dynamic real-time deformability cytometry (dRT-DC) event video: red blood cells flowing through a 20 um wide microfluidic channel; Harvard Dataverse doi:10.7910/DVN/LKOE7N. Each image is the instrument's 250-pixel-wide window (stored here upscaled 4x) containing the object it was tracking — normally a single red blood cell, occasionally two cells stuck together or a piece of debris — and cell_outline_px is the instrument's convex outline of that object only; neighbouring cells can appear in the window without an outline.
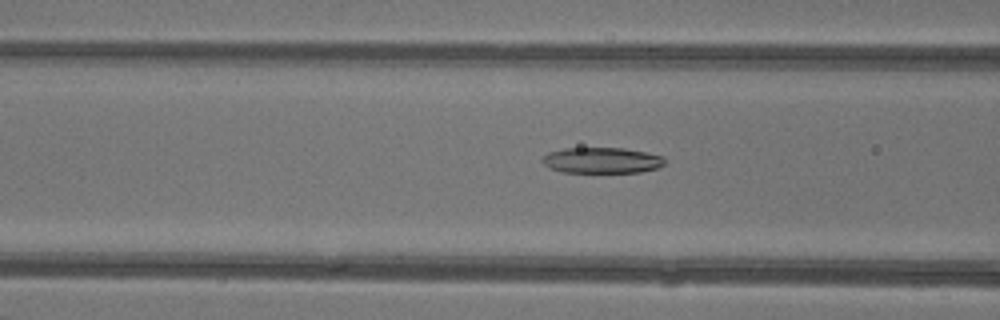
{"species": "common noctule bat (a hibernating species)", "species_latin": "Nyctalus noctula", "temperature_condition": "warm", "stored_images_in_passage": 47, "camera_frame_rate_fps": 3000, "um_per_image_px": 0.085, "animal": {"sex": "female"}, "frame": {"image": 1, "passage_image": 19, "time_ms": 6.0, "image_size_px": [1000, 320], "cell_outline_px": [[664, 164], [660, 168], [640, 172], [560, 172], [548, 168], [540, 160], [548, 152], [564, 148], [624, 148], [664, 156]], "centroid_in_image_um": [51.14, 13.63], "position_along_channel_um": 115.5, "area_um2": 18.55}}
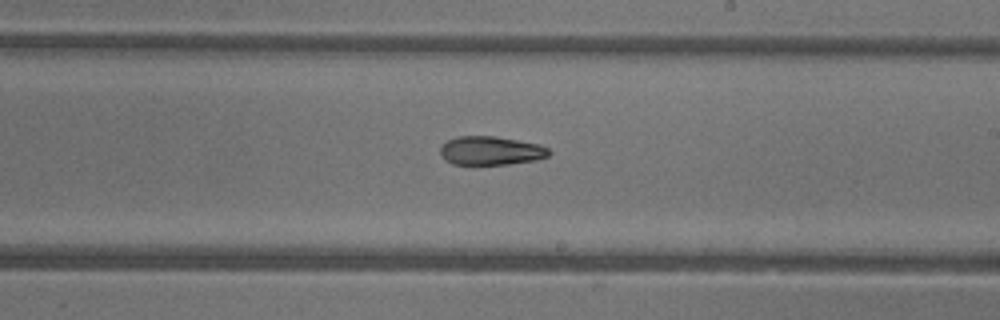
{"frame": {"image": 2, "passage_image": 28, "time_ms": 9.0, "image_size_px": [1000, 320], "cell_outline_px": [[552, 152], [548, 156], [536, 160], [508, 164], [452, 164], [444, 160], [440, 156], [440, 148], [448, 140], [456, 136], [496, 136], [540, 144], [548, 148]], "centroid_in_image_um": [41.72, 12.8], "position_along_channel_um": 247.3, "area_um2": 18.32}}
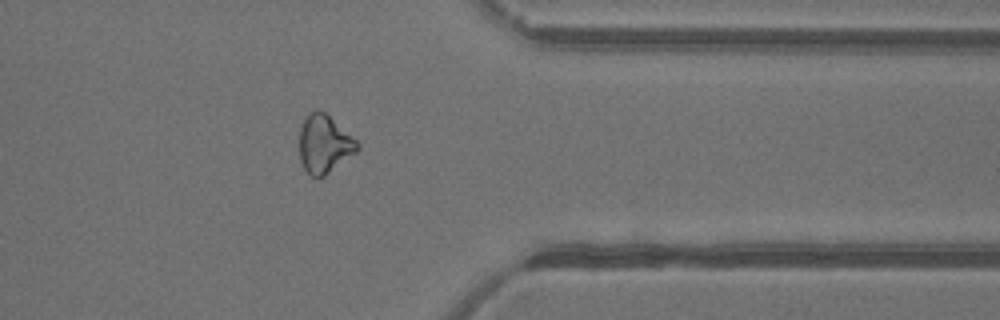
{"frame": {"image": 3, "passage_image": 38, "time_ms": 12.333, "image_size_px": [1000, 320], "cell_outline_px": [[360, 148], [356, 152], [324, 176], [312, 176], [304, 168], [300, 160], [300, 128], [308, 112], [316, 108], [324, 112], [356, 140], [360, 144]], "centroid_in_image_um": [27.55, 12.22], "position_along_channel_um": 383.8, "area_um2": 19.31}, "authors_computed_cell_mechanics": {"area_um2": 20.23, "velocity_mm_per_s": 4.395, "shape_relaxation_time_tau1_ms": null, "shape_relaxation_time_tau2_ms": 3.9205, "deformation_change_tau1": null, "deformation_change_tau2": 0.1179}}